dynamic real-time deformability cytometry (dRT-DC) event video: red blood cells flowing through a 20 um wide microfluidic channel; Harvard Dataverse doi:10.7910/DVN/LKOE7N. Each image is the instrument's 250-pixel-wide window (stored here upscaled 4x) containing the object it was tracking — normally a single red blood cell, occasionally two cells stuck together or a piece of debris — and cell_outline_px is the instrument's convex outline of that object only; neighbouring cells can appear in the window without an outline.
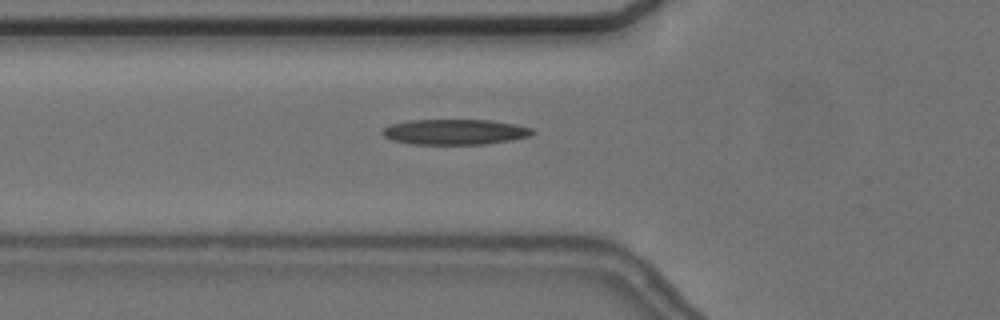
{"species": "common noctule bat (a hibernating species)", "species_latin": "Nyctalus noctula", "temperature_condition": "cold", "stored_images_in_passage": 36, "camera_frame_rate_fps": 3000, "um_per_image_px": 0.085, "animal": {"sex": "female", "body_mass_g": 24.6, "forearm_length_mm": 56.2}, "frame": {"image": 1, "passage_image": 20, "time_ms": 6.333, "image_size_px": [1000, 320], "cell_outline_px": [[536, 132], [528, 136], [512, 140], [484, 144], [412, 144], [392, 140], [384, 136], [380, 132], [388, 124], [408, 120], [492, 120], [516, 124], [532, 128]], "centroid_in_image_um": [38.65, 11.2], "position_along_channel_um": 87.2, "area_um2": 22.37}}
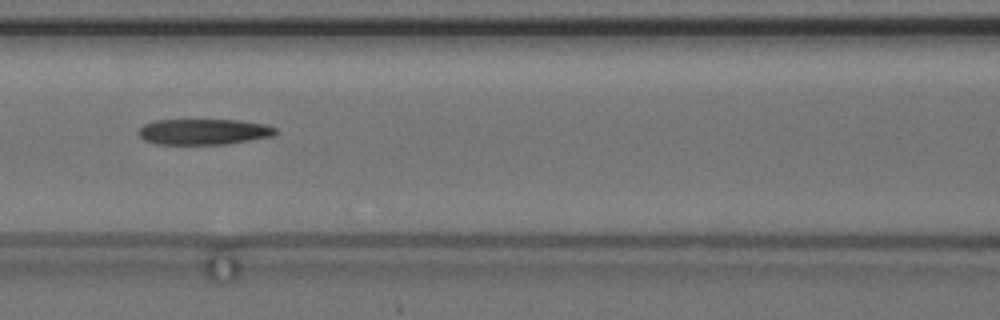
{"frame": {"image": 2, "passage_image": 25, "time_ms": 8.0, "image_size_px": [1000, 320], "cell_outline_px": [[276, 132], [272, 136], [228, 144], [156, 144], [144, 140], [136, 132], [144, 124], [156, 120], [240, 120], [264, 124], [276, 128]], "centroid_in_image_um": [17.29, 11.2], "position_along_channel_um": 149.3, "area_um2": 20.58}}